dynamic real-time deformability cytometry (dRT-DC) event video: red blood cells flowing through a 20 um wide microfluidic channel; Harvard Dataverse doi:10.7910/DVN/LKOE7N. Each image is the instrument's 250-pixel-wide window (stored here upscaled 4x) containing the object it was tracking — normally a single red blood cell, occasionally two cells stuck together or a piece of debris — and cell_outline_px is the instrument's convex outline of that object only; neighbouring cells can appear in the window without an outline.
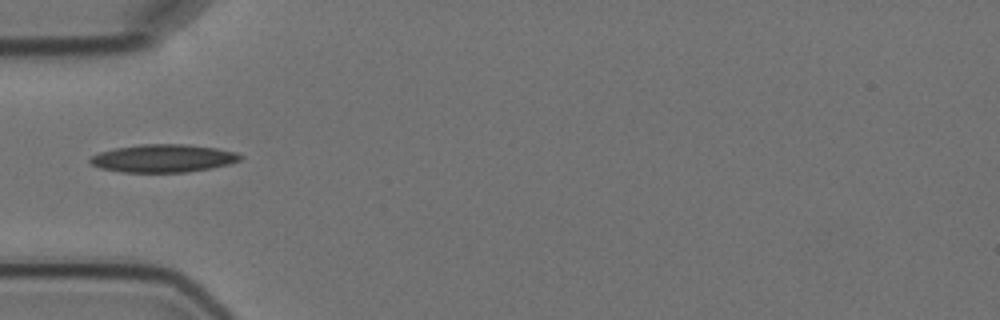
{"species": "Egyptian fruit bat (a non-hibernating species)", "species_latin": "Rousettus aegyptiacus", "temperature_condition": "cold", "stored_images_in_passage": 3, "camera_frame_rate_fps": 3000, "um_per_image_px": 0.085, "animal": {"sex": "female"}, "frame": {"image": 1, "passage_image": 3, "time_ms": 3.667, "image_size_px": [1000, 320], "cell_outline_px": [[244, 156], [240, 160], [228, 164], [212, 168], [188, 172], [120, 172], [100, 168], [92, 164], [88, 160], [92, 156], [100, 152], [116, 148], [140, 144], [184, 144], [216, 148], [236, 152]], "centroid_in_image_um": [13.88, 13.46], "position_along_channel_um": 71.1, "area_um2": 24.39}}